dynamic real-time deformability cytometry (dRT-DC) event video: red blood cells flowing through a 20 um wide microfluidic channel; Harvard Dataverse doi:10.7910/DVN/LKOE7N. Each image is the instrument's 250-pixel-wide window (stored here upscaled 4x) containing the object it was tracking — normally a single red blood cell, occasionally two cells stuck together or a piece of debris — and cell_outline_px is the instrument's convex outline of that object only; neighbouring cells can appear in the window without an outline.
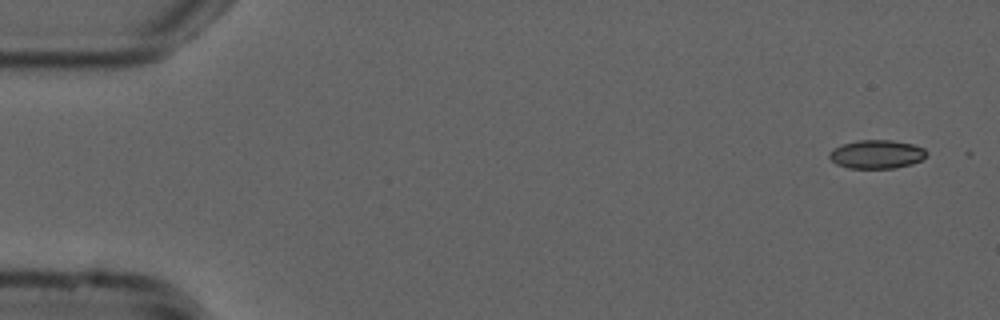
{"species": "common noctule bat (a hibernating species)", "species_latin": "Nyctalus noctula", "temperature_condition": "cold", "stored_images_in_passage": 12, "camera_frame_rate_fps": 3000, "um_per_image_px": 0.085, "animal": {"sex": "male", "forearm_length_mm": 52.5}, "frame": {"image": 1, "passage_image": 1, "time_ms": 0.0, "image_size_px": [1000, 320], "cell_outline_px": [[928, 156], [912, 164], [896, 168], [848, 168], [836, 164], [828, 156], [828, 152], [840, 144], [856, 140], [892, 140], [912, 144], [924, 148], [928, 152]], "centroid_in_image_um": [74.51, 13.11], "position_along_channel_um": 10.5, "area_um2": 16.42}}